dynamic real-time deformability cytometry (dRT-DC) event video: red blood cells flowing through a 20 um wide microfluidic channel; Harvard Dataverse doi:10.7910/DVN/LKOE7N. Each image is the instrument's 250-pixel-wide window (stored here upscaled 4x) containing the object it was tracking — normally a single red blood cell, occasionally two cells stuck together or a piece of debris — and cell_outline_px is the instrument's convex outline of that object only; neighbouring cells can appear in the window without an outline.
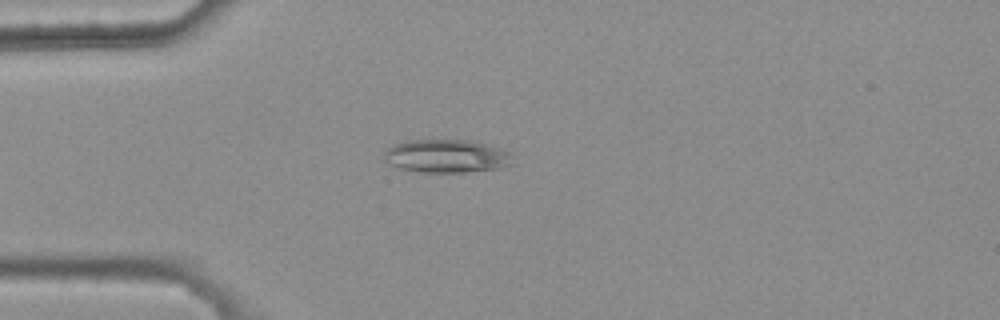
{"species": "common noctule bat (a hibernating species)", "species_latin": "Nyctalus noctula", "temperature_condition": "warm", "stored_images_in_passage": 4, "camera_frame_rate_fps": 3000, "um_per_image_px": 0.085, "animal": {"sex": "female", "body_mass_g": 25.1}, "frame": {"image": 1, "passage_image": 4, "time_ms": 1.0, "image_size_px": [1000, 320], "cell_outline_px": [[512, 164], [500, 168], [464, 172], [420, 172], [400, 168], [388, 164], [384, 160], [384, 152], [392, 144], [408, 140], [468, 140], [484, 144], [512, 152]], "centroid_in_image_um": [37.93, 13.27], "position_along_channel_um": 47.1, "area_um2": 24.91}}